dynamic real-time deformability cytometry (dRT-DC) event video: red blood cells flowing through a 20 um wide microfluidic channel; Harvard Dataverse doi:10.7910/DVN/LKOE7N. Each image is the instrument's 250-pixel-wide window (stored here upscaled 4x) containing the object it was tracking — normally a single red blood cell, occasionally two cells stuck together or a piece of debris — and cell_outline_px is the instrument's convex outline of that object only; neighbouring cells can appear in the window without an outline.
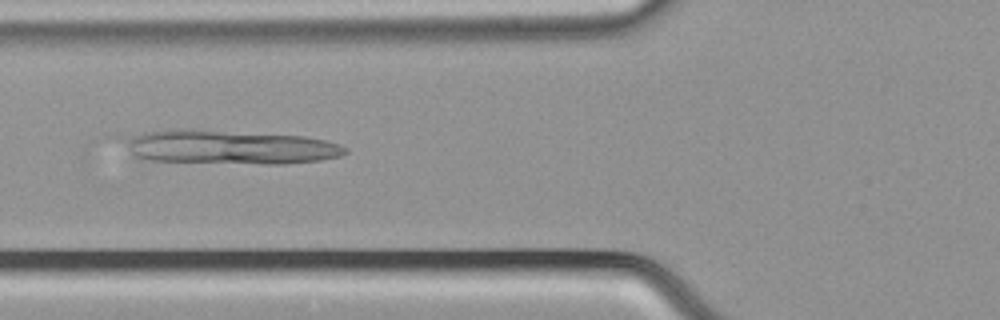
{"species": "common noctule bat (a hibernating species)", "species_latin": "Nyctalus noctula", "temperature_condition": "cold", "stored_images_in_passage": 50, "camera_frame_rate_fps": 3000, "um_per_image_px": 0.085, "animal": {"sex": "male", "body_mass_g": 21.5, "forearm_length_mm": 52.0}, "frame": {"image": 1, "passage_image": 17, "time_ms": 5.333, "image_size_px": [1000, 320], "cell_outline_px": [[348, 152], [340, 156], [320, 160], [284, 164], [264, 164], [152, 160], [132, 156], [124, 140], [132, 136], [144, 132], [172, 128], [192, 128], [304, 136], [324, 140], [340, 144], [348, 148]], "centroid_in_image_um": [19.56, 12.49], "position_along_channel_um": 106.2, "area_um2": 44.04}}
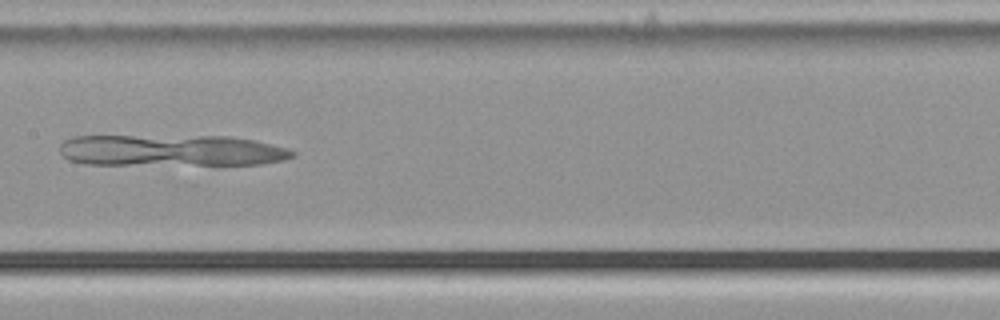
{"frame": {"image": 2, "passage_image": 24, "time_ms": 7.667, "image_size_px": [1000, 320], "cell_outline_px": [[296, 156], [284, 160], [260, 164], [216, 168], [212, 168], [84, 164], [68, 160], [60, 152], [60, 144], [64, 140], [72, 136], [232, 136], [256, 140], [288, 148], [296, 152]], "centroid_in_image_um": [14.65, 12.85], "position_along_channel_um": 192.7, "area_um2": 45.49}}
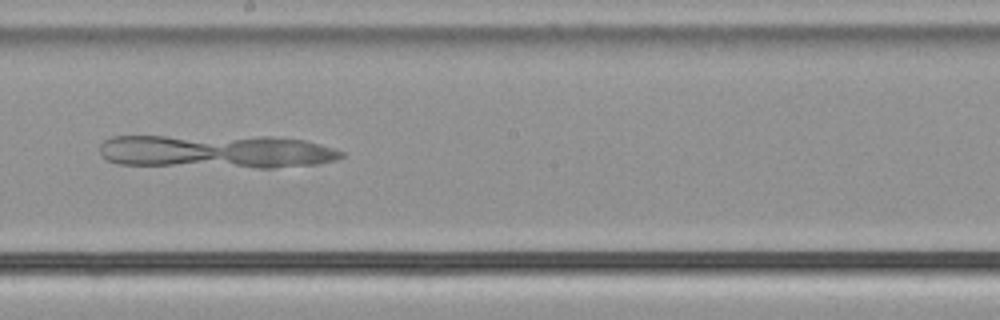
{"frame": {"image": 3, "passage_image": 27, "time_ms": 8.667, "image_size_px": [1000, 320], "cell_outline_px": [[344, 156], [336, 160], [316, 164], [276, 168], [256, 168], [120, 164], [108, 160], [100, 156], [100, 144], [104, 140], [112, 136], [272, 136], [304, 140], [320, 144], [344, 152]], "centroid_in_image_um": [18.4, 12.87], "position_along_channel_um": 229.8, "area_um2": 47.8}}